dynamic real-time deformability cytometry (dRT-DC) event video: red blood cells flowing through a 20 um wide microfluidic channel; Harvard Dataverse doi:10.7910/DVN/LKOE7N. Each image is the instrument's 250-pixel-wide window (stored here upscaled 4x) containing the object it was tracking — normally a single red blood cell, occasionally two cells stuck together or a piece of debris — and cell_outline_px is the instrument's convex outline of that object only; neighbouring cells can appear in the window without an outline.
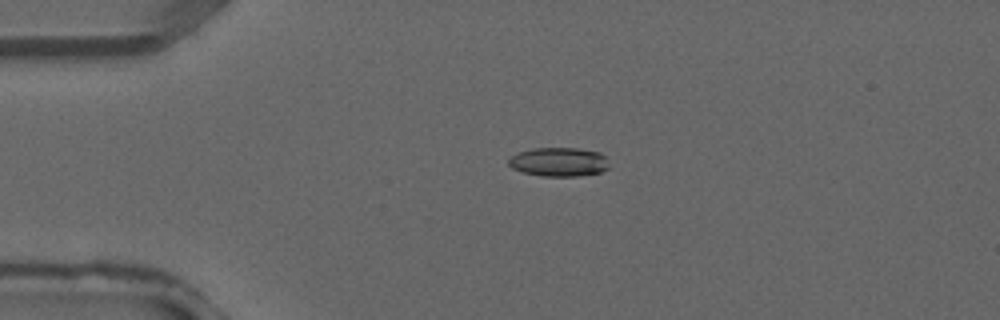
{"species": "common noctule bat (a hibernating species)", "species_latin": "Nyctalus noctula", "temperature_condition": "warm", "stored_images_in_passage": 34, "camera_frame_rate_fps": 3000, "um_per_image_px": 0.085, "animal": {"sex": "male", "forearm_length_mm": 52.5}, "frame": {"image": 1, "passage_image": 9, "time_ms": 2.667, "image_size_px": [1000, 320], "cell_outline_px": [[608, 168], [600, 172], [576, 176], [540, 176], [524, 172], [512, 168], [508, 164], [508, 160], [516, 152], [532, 148], [576, 148], [600, 152], [604, 156]], "centroid_in_image_um": [47.45, 13.75], "position_along_channel_um": 37.5, "area_um2": 16.88}}
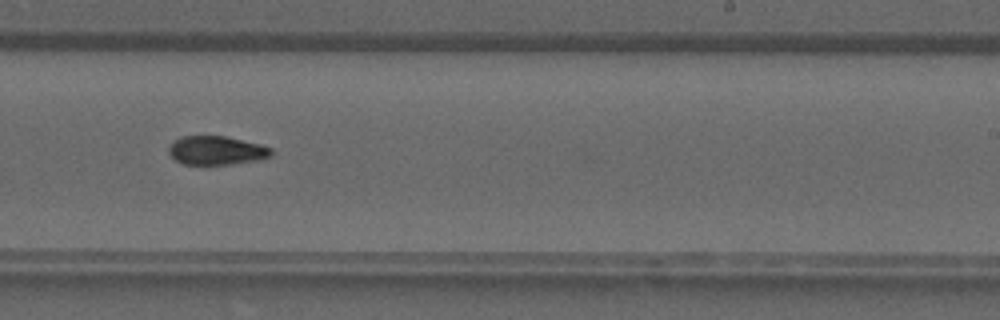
{"frame": {"image": 2, "passage_image": 24, "time_ms": 7.667, "image_size_px": [1000, 320], "cell_outline_px": [[272, 156], [256, 160], [228, 164], [180, 164], [168, 152], [168, 148], [180, 136], [224, 136], [260, 144], [272, 148]], "centroid_in_image_um": [18.39, 12.78], "position_along_channel_um": 270.6, "area_um2": 16.99}}
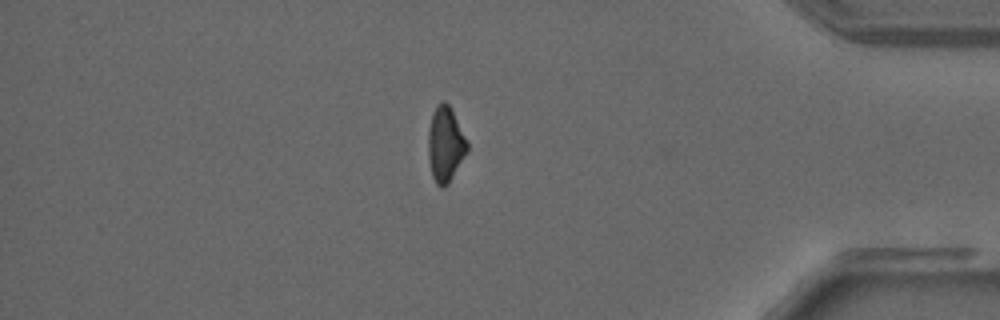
{"frame": {"image": 3, "passage_image": 33, "time_ms": 10.667, "image_size_px": [1000, 320], "cell_outline_px": [[468, 152], [448, 184], [444, 188], [440, 188], [436, 184], [432, 176], [428, 156], [428, 128], [432, 112], [444, 100], [448, 104], [468, 144]], "centroid_in_image_um": [37.84, 12.33], "position_along_channel_um": 397.4, "area_um2": 16.94}}